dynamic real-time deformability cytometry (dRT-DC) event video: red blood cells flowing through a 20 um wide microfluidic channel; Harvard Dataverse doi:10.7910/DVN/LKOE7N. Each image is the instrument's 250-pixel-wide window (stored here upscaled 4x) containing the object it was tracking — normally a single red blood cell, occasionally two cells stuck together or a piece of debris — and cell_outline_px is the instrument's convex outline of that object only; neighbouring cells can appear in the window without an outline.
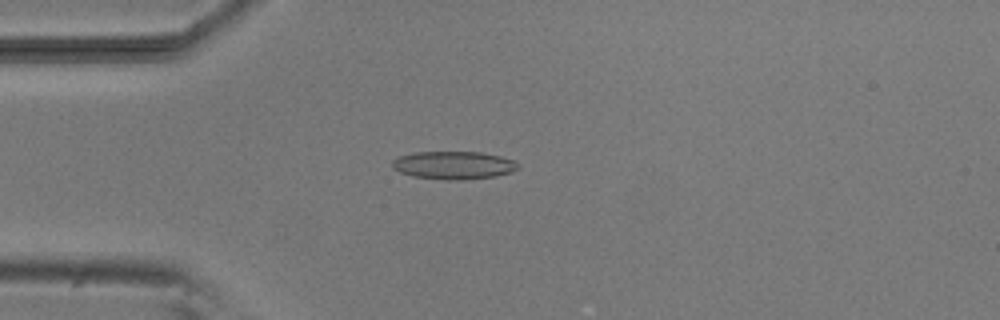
{"species": "common noctule bat (a hibernating species)", "species_latin": "Nyctalus noctula", "temperature_condition": "room temperature", "stored_images_in_passage": 5, "camera_frame_rate_fps": 3000, "um_per_image_px": 0.085, "animal": {"sex": "male", "body_mass_g": 20.5, "forearm_length_mm": 52.5}, "frame": {"image": 1, "passage_image": 4, "time_ms": 3.333, "image_size_px": [1000, 320], "cell_outline_px": [[516, 168], [512, 172], [496, 176], [460, 180], [444, 180], [412, 176], [400, 172], [392, 168], [392, 160], [400, 156], [412, 152], [480, 152], [500, 156], [512, 160], [516, 164]], "centroid_in_image_um": [38.5, 14.05], "position_along_channel_um": 46.5, "area_um2": 20.4}}